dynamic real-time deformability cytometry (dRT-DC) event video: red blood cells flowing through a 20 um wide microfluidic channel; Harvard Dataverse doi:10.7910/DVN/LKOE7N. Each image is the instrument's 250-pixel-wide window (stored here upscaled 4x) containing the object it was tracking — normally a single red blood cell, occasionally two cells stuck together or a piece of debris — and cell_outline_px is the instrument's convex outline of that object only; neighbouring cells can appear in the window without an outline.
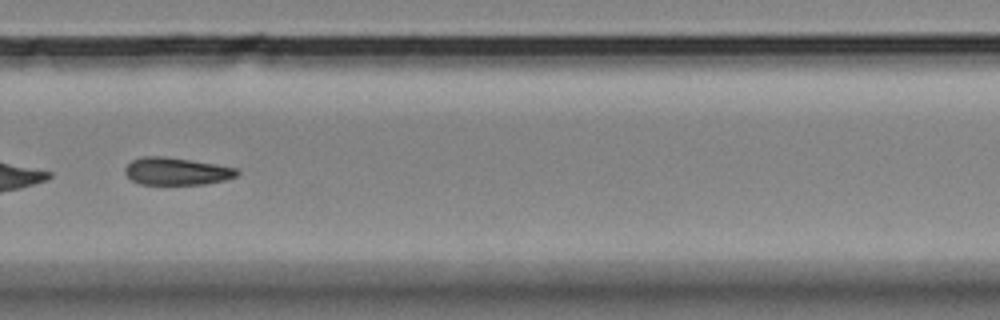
{"species": "Egyptian fruit bat (a non-hibernating species)", "species_latin": "Rousettus aegyptiacus", "temperature_condition": "room temperature", "stored_images_in_passage": 31, "camera_frame_rate_fps": 3000, "um_per_image_px": 0.085, "animal": {"sex": "female"}, "frame": {"image": 1, "passage_image": 25, "time_ms": 8.0, "image_size_px": [1000, 320], "cell_outline_px": [[240, 172], [236, 176], [224, 180], [204, 184], [140, 184], [132, 180], [124, 172], [124, 168], [132, 160], [144, 156], [164, 156], [216, 164], [236, 168]], "centroid_in_image_um": [14.99, 14.55], "position_along_channel_um": 314.8, "area_um2": 17.8}}